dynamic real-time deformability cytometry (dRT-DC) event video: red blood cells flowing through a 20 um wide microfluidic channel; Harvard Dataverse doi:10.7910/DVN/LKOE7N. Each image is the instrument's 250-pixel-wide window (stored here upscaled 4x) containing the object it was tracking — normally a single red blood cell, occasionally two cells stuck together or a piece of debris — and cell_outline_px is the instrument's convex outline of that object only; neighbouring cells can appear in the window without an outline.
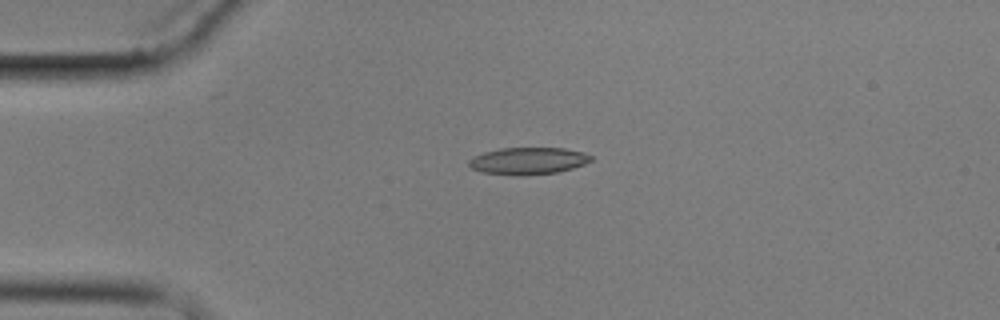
{"species": "common noctule bat (a hibernating species)", "species_latin": "Nyctalus noctula", "temperature_condition": "cold", "stored_images_in_passage": 6, "camera_frame_rate_fps": 3000, "um_per_image_px": 0.085, "animal": {"sex": "male", "body_mass_g": 17.9}, "frame": {"image": 1, "passage_image": 4, "time_ms": 3.667, "image_size_px": [1000, 320], "cell_outline_px": [[592, 160], [584, 164], [572, 168], [556, 172], [480, 172], [472, 168], [468, 164], [468, 160], [472, 156], [484, 152], [500, 148], [564, 148], [584, 152], [592, 156]], "centroid_in_image_um": [44.91, 13.61], "position_along_channel_um": 40.1, "area_um2": 18.21}}
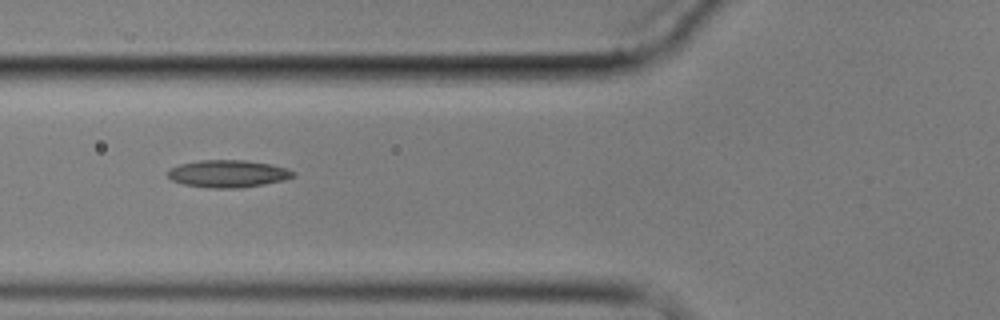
{"frame": {"image": 2, "passage_image": 6, "time_ms": 6.333, "image_size_px": [1000, 320], "cell_outline_px": [[296, 176], [284, 180], [264, 184], [240, 188], [208, 188], [184, 184], [172, 180], [168, 176], [168, 172], [172, 168], [180, 164], [200, 160], [244, 160], [272, 164], [288, 168], [296, 172]], "centroid_in_image_um": [19.44, 14.76], "position_along_channel_um": 106.4, "area_um2": 20.06}}